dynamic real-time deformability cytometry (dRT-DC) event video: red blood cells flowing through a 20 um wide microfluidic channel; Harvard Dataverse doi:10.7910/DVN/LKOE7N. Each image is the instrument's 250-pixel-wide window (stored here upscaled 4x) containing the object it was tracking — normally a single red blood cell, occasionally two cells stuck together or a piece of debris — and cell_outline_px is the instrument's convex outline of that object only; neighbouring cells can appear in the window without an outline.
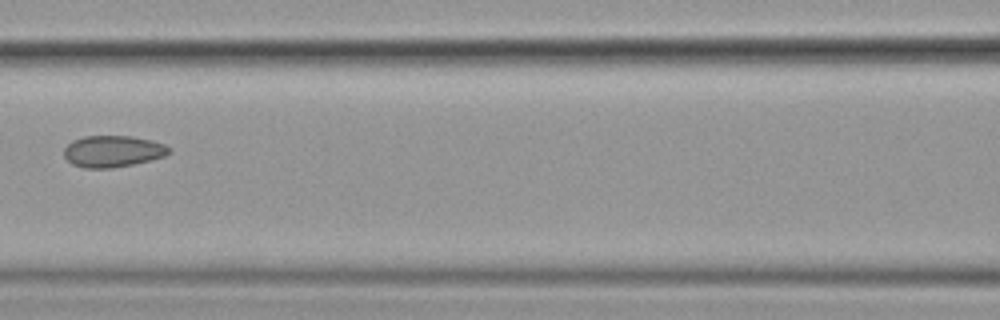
{"species": "common noctule bat (a hibernating species)", "species_latin": "Nyctalus noctula", "temperature_condition": "cold", "stored_images_in_passage": 15, "camera_frame_rate_fps": 3000, "um_per_image_px": 0.085, "animal": {"sex": "female", "body_mass_g": 19.9}, "frame": {"image": 1, "passage_image": 7, "time_ms": 2.0, "image_size_px": [1000, 320], "cell_outline_px": [[172, 152], [164, 156], [132, 164], [112, 168], [84, 168], [72, 164], [64, 156], [64, 148], [72, 140], [84, 136], [132, 136], [152, 140], [164, 144], [172, 148]], "centroid_in_image_um": [9.59, 12.85], "position_along_channel_um": 157.0, "area_um2": 19.36}}
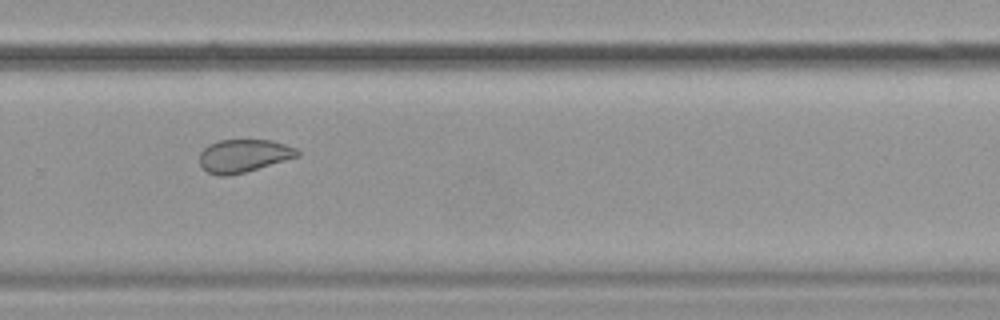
{"frame": {"image": 2, "passage_image": 11, "time_ms": 3.333, "image_size_px": [1000, 320], "cell_outline_px": [[300, 156], [244, 172], [228, 176], [220, 176], [208, 172], [200, 164], [200, 152], [208, 144], [220, 140], [272, 140], [296, 148], [300, 152]], "centroid_in_image_um": [20.71, 13.23], "position_along_channel_um": 309.1, "area_um2": 18.67}}
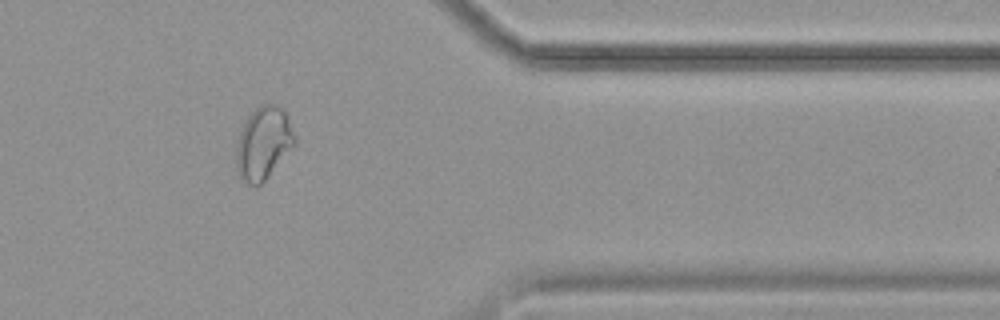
{"frame": {"image": 3, "passage_image": 13, "time_ms": 4.0, "image_size_px": [1000, 320], "cell_outline_px": [[296, 144], [264, 180], [256, 188], [240, 180], [236, 168], [236, 140], [248, 116], [256, 108], [264, 104], [276, 104], [284, 108], [288, 116], [296, 140]], "centroid_in_image_um": [22.38, 12.18], "position_along_channel_um": 389.0, "area_um2": 24.91}}